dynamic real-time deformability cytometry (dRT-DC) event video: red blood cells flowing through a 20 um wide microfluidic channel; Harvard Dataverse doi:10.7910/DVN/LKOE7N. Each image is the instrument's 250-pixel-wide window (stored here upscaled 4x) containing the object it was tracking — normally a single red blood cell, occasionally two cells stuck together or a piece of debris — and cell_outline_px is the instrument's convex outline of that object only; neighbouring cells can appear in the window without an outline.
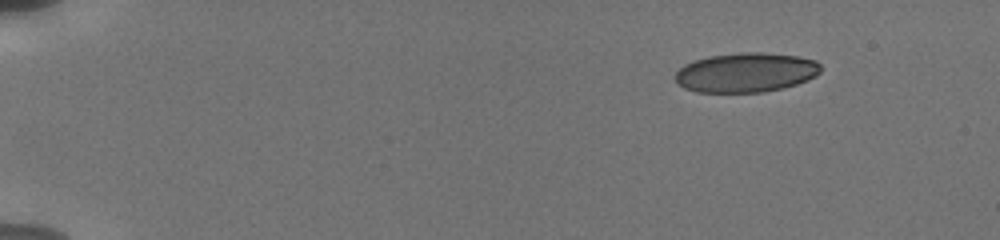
{"species": "human", "species_latin": "Homo sapiens", "temperature_condition": "cold", "stored_images_in_passage": 12, "camera_frame_rate_fps": 3000, "um_per_image_px": 0.085, "donor": {"sex": "male"}, "frame": {"image": 1, "passage_image": 1, "time_ms": 0.0, "image_size_px": [1000, 240], "cell_outline_px": [[820, 72], [816, 76], [808, 80], [784, 88], [764, 92], [696, 92], [684, 88], [676, 84], [676, 72], [684, 64], [696, 60], [712, 56], [740, 52], [760, 52], [800, 56], [816, 60], [820, 64]], "centroid_in_image_um": [63.43, 6.16], "position_along_channel_um": 21.6, "area_um2": 33.64}}
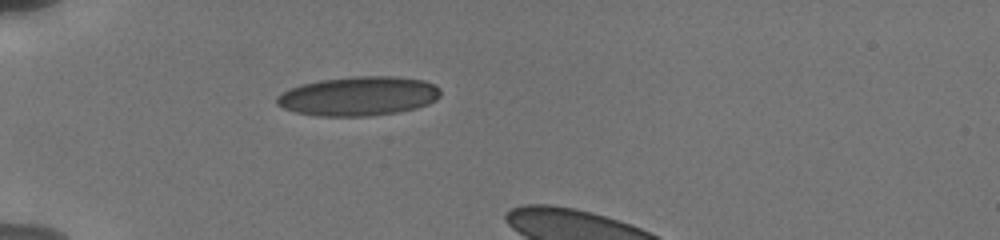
{"frame": {"image": 2, "passage_image": 8, "time_ms": 3.667, "image_size_px": [1000, 240], "cell_outline_px": [[440, 96], [436, 100], [428, 104], [416, 108], [396, 112], [368, 116], [320, 116], [296, 112], [284, 108], [276, 104], [276, 96], [300, 84], [320, 80], [352, 76], [396, 76], [424, 80], [436, 84], [440, 88]], "centroid_in_image_um": [30.51, 8.16], "position_along_channel_um": 54.5, "area_um2": 37.51}}
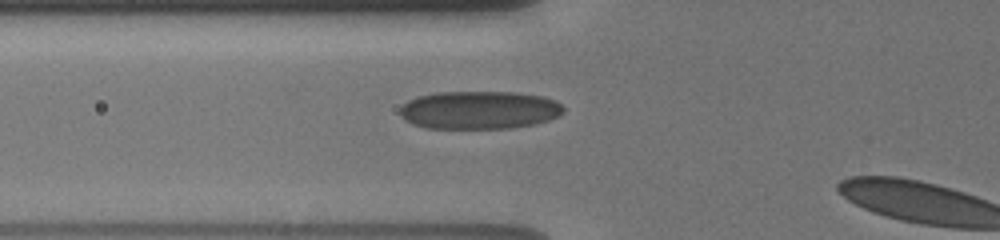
{"frame": {"image": 3, "passage_image": 11, "time_ms": 5.0, "image_size_px": [1000, 240], "cell_outline_px": [[564, 112], [560, 116], [536, 124], [508, 128], [424, 128], [412, 124], [404, 120], [400, 116], [400, 108], [408, 100], [420, 96], [436, 92], [516, 92], [544, 96], [556, 100], [564, 108]], "centroid_in_image_um": [40.75, 9.35], "position_along_channel_um": 85.0, "area_um2": 36.59}}